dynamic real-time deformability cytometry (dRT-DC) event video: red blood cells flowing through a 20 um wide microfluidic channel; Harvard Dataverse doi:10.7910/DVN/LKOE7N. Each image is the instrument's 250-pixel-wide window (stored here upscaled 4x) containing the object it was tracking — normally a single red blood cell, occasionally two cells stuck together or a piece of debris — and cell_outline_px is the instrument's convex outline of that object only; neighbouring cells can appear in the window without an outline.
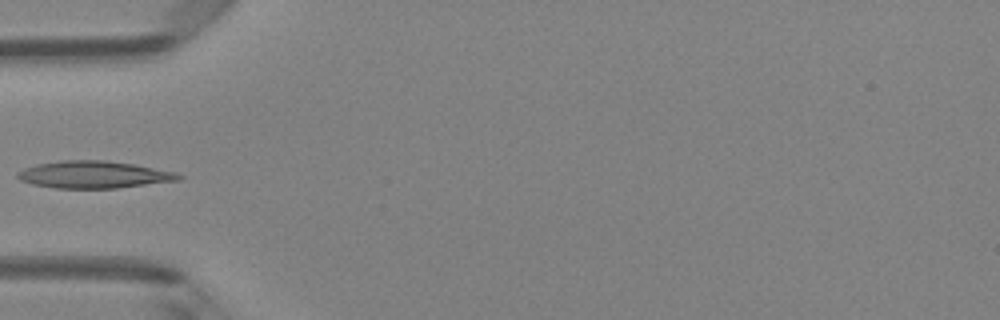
{"species": "Egyptian fruit bat (a non-hibernating species)", "species_latin": "Rousettus aegyptiacus", "temperature_condition": "room temperature", "stored_images_in_passage": 5, "camera_frame_rate_fps": 3000, "um_per_image_px": 0.085, "animal": {"sex": "female"}, "frame": {"image": 1, "passage_image": 4, "time_ms": 1.0, "image_size_px": [1000, 320], "cell_outline_px": [[184, 176], [180, 180], [116, 188], [56, 188], [32, 184], [20, 180], [16, 176], [16, 172], [24, 168], [36, 164], [60, 160], [108, 160], [132, 164], [176, 172]], "centroid_in_image_um": [7.95, 14.84], "position_along_channel_um": 77.1, "area_um2": 25.55}}
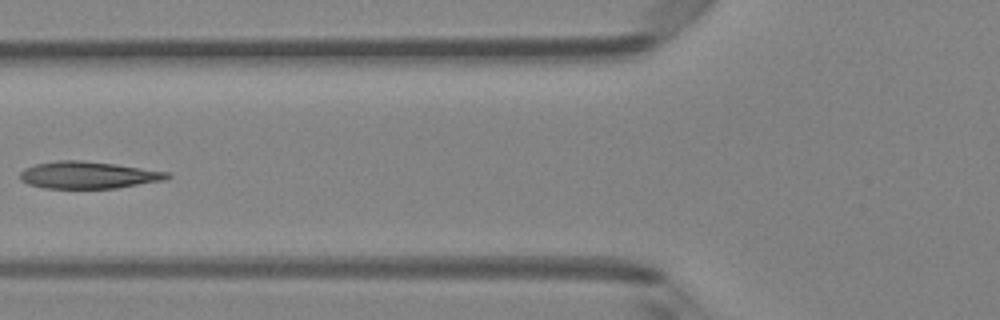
{"frame": {"image": 2, "passage_image": 5, "time_ms": 1.333, "image_size_px": [1000, 320], "cell_outline_px": [[172, 176], [164, 180], [116, 188], [44, 188], [28, 184], [20, 180], [20, 172], [24, 168], [36, 164], [56, 160], [84, 160], [116, 164], [168, 172]], "centroid_in_image_um": [7.47, 14.87], "position_along_channel_um": 118.3, "area_um2": 23.24}}